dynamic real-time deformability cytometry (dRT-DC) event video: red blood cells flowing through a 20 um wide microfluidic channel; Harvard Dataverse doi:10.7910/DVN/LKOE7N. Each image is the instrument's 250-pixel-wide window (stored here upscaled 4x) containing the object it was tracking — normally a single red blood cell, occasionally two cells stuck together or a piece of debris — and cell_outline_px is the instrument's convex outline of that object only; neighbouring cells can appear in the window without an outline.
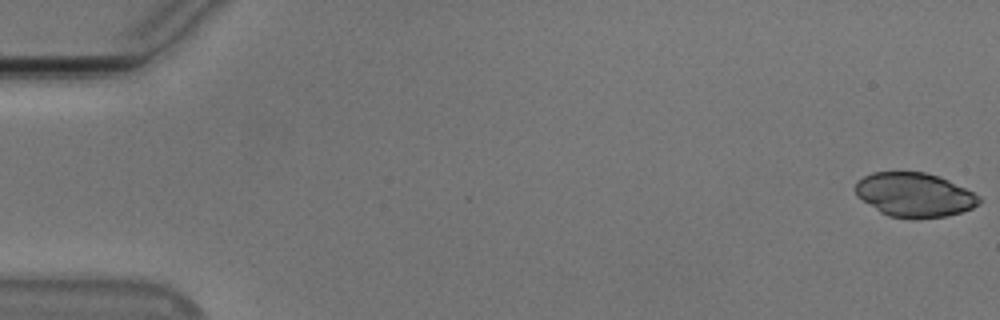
{"species": "Egyptian fruit bat (a non-hibernating species)", "species_latin": "Rousettus aegyptiacus", "temperature_condition": "cold", "stored_images_in_passage": 55, "camera_frame_rate_fps": 3000, "um_per_image_px": 0.085, "animal": {"sex": "male"}, "frame": {"image": 1, "passage_image": 1, "time_ms": 0.0, "image_size_px": [1000, 320], "cell_outline_px": [[980, 204], [972, 208], [948, 216], [912, 220], [888, 216], [880, 212], [856, 196], [856, 180], [872, 172], [924, 172], [948, 180], [980, 196]], "centroid_in_image_um": [77.7, 16.58], "position_along_channel_um": 7.3, "area_um2": 31.96}}